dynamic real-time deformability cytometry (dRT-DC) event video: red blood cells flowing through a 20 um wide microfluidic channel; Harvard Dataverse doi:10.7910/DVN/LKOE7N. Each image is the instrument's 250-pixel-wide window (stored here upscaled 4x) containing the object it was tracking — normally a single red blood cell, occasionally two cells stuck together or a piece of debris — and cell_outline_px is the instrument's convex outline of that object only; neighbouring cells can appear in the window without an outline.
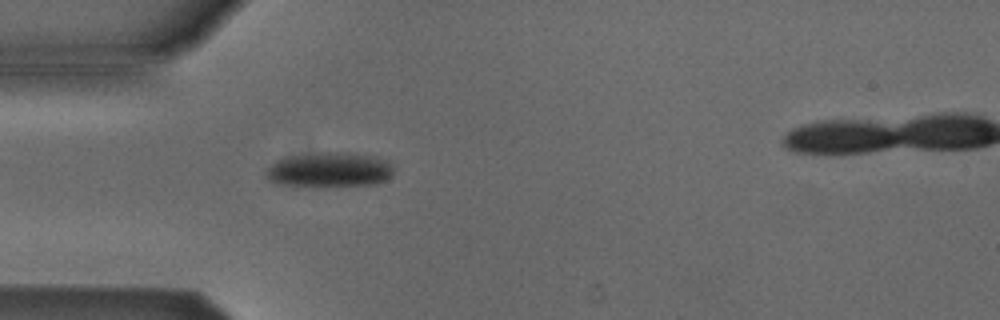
{"species": "Egyptian fruit bat (a non-hibernating species)", "species_latin": "Rousettus aegyptiacus", "temperature_condition": "cold", "stored_images_in_passage": 5, "camera_frame_rate_fps": 3000, "um_per_image_px": 0.085, "animal": {"sex": "male"}, "frame": {"image": 1, "passage_image": 4, "time_ms": 4.333, "image_size_px": [1000, 320], "cell_outline_px": [[392, 172], [384, 180], [376, 184], [316, 188], [276, 184], [268, 180], [264, 172], [276, 160], [296, 156], [324, 152], [336, 152], [372, 156], [388, 164], [392, 168]], "centroid_in_image_um": [27.9, 14.49], "position_along_channel_um": 57.1, "area_um2": 25.78}}